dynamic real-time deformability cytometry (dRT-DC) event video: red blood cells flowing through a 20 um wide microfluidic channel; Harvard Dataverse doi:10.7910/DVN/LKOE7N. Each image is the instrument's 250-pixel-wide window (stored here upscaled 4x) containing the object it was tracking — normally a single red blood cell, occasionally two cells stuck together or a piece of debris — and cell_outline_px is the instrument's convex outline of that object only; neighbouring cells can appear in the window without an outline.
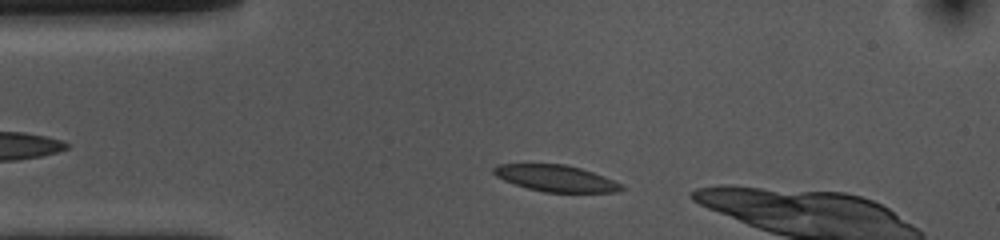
{"species": "common noctule bat (a hibernating species)", "species_latin": "Nyctalus noctula", "temperature_condition": "cold", "stored_images_in_passage": 8, "camera_frame_rate_fps": 3000, "um_per_image_px": 0.085, "animal": {"sex": "female", "body_mass_g": 10.0, "forearm_length_mm": 53.1}, "frame": {"image": 1, "passage_image": 4, "time_ms": 1.0, "image_size_px": [1000, 240], "cell_outline_px": [[624, 188], [620, 192], [544, 192], [528, 188], [504, 180], [496, 176], [492, 172], [492, 168], [496, 164], [564, 164], [580, 168], [604, 176], [620, 184]], "centroid_in_image_um": [47.22, 15.15], "position_along_channel_um": 37.8, "area_um2": 19.54}}